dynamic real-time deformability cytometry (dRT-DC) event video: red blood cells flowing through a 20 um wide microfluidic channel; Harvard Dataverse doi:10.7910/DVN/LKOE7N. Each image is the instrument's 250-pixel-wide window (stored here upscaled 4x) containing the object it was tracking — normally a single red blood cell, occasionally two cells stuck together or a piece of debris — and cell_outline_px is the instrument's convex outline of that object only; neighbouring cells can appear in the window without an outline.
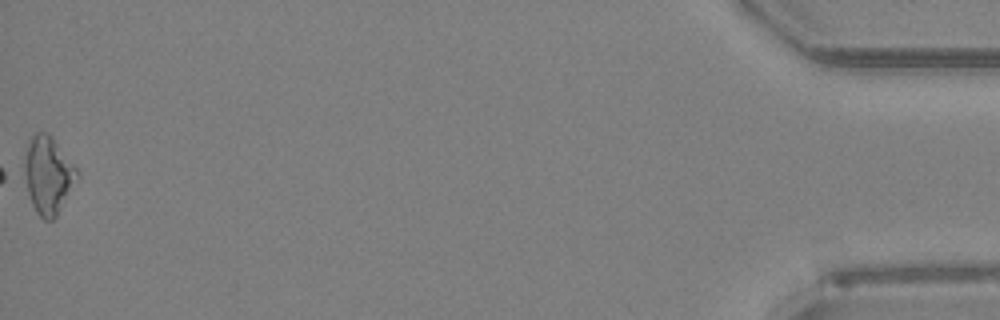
{"species": "Egyptian fruit bat (a non-hibernating species)", "species_latin": "Rousettus aegyptiacus", "temperature_condition": "room temperature", "stored_images_in_passage": 49, "camera_frame_rate_fps": 3000, "um_per_image_px": 0.085, "animal": {"sex": "female"}, "frame": {"image": 1, "passage_image": 49, "time_ms": 16.0, "image_size_px": [1000, 320], "cell_outline_px": [[80, 176], [56, 216], [52, 220], [44, 220], [36, 212], [32, 204], [20, 172], [28, 144], [32, 136], [36, 132], [48, 132], [52, 136], [76, 168]], "centroid_in_image_um": [4.05, 14.88], "position_along_channel_um": 431.2, "area_um2": 24.1}}